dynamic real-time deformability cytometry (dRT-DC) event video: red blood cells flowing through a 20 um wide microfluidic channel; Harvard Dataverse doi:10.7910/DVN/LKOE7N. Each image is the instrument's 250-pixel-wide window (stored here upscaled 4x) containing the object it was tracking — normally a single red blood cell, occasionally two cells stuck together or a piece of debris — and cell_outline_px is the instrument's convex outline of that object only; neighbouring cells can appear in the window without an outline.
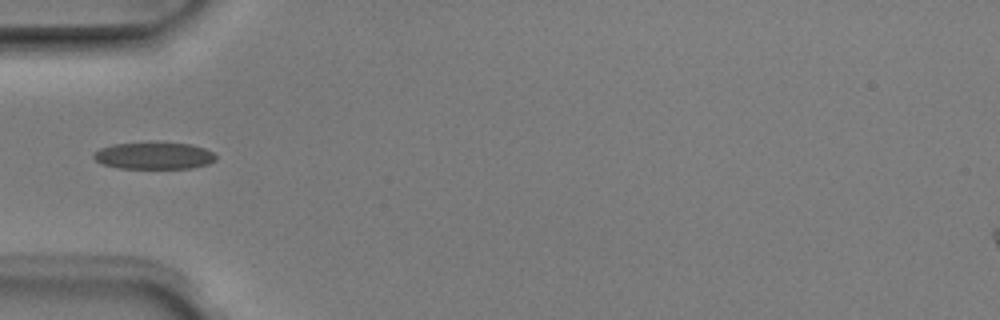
{"species": "Egyptian fruit bat (a non-hibernating species)", "species_latin": "Rousettus aegyptiacus", "temperature_condition": "room temperature", "stored_images_in_passage": 1, "camera_frame_rate_fps": 3000, "um_per_image_px": 0.085, "animal": {"sex": "male"}, "frame": {"image": 1, "passage_image": 1, "time_ms": 0.0, "image_size_px": [1000, 320], "cell_outline_px": [[216, 160], [208, 164], [192, 168], [120, 168], [104, 164], [96, 160], [92, 156], [92, 152], [100, 148], [112, 144], [192, 144], [204, 148], [212, 152], [216, 156]], "centroid_in_image_um": [13.09, 13.25], "position_along_channel_um": 71.9, "area_um2": 18.73}}